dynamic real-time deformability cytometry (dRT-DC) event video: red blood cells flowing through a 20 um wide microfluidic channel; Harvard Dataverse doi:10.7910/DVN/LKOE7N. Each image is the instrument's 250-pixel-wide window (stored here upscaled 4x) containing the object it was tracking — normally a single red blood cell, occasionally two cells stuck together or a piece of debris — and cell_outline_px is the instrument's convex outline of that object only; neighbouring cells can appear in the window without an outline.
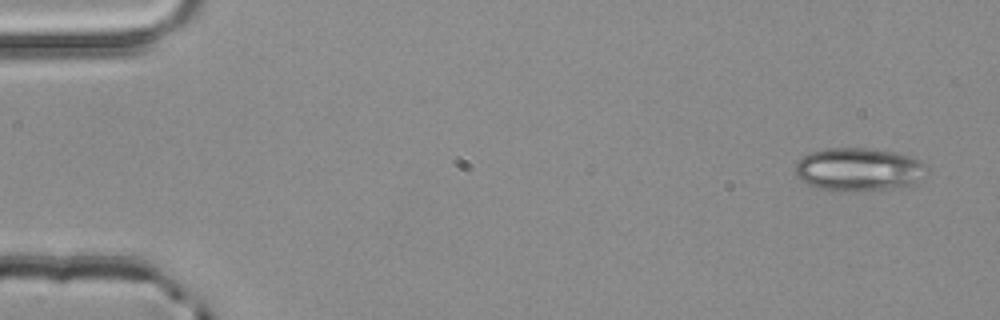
{"species": "common noctule bat (a hibernating species)", "species_latin": "Nyctalus noctula", "temperature_condition": "room temperature", "stored_images_in_passage": 4, "camera_frame_rate_fps": 3000, "um_per_image_px": 0.085, "animal": {"sex": "male", "body_mass_g": 20.4}, "frame": {"image": 1, "passage_image": 1, "time_ms": 0.0, "image_size_px": [1000, 320], "cell_outline_px": [[928, 168], [916, 184], [892, 188], [820, 188], [808, 184], [800, 180], [796, 176], [796, 164], [800, 156], [808, 152], [824, 148], [868, 148], [892, 152], [908, 156], [920, 160]], "centroid_in_image_um": [72.96, 14.34], "position_along_channel_um": 12.0, "area_um2": 32.19}}